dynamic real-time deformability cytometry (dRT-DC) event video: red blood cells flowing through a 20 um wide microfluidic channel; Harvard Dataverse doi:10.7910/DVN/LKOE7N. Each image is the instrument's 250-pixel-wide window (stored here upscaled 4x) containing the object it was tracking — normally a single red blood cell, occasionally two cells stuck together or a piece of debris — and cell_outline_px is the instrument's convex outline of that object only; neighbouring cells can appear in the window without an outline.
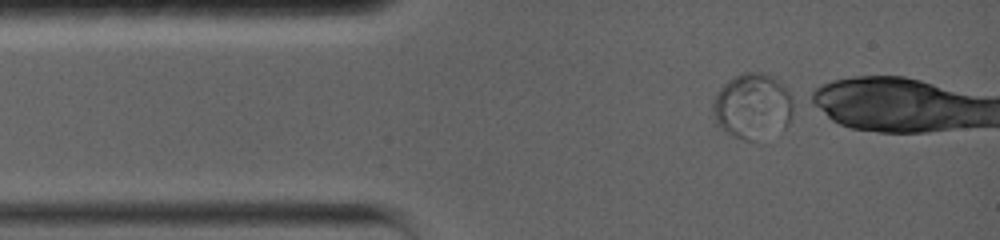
{"species": "common noctule bat (a hibernating species)", "species_latin": "Nyctalus noctula", "temperature_condition": "warm", "stored_images_in_passage": 54, "camera_frame_rate_fps": 5000, "um_per_image_px": 0.085, "animal": {"sex": "female", "body_mass_g": 19.0, "forearm_length_mm": 56.7}, "frame": {"image": 1, "passage_image": 1, "time_ms": 0.0, "image_size_px": [1000, 240], "cell_outline_px": [[796, 100], [788, 124], [784, 128], [752, 140], [744, 140], [732, 136], [716, 124], [712, 112], [712, 104], [720, 88], [732, 76], [744, 72], [768, 72], [780, 80]], "centroid_in_image_um": [63.99, 8.97], "position_along_channel_um": 21.0, "area_um2": 31.04}}
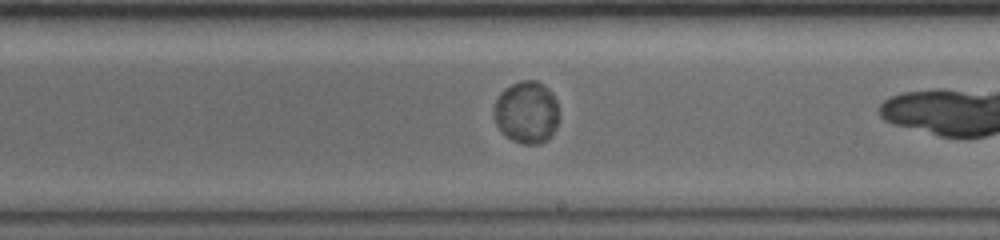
{"frame": {"image": 2, "passage_image": 31, "time_ms": 6.0, "image_size_px": [1000, 240], "cell_outline_px": [[556, 124], [548, 140], [540, 144], [524, 144], [512, 140], [496, 124], [496, 100], [500, 92], [504, 88], [520, 80], [536, 80], [544, 84], [552, 92], [556, 100]], "centroid_in_image_um": [44.77, 9.51], "position_along_channel_um": 244.2, "area_um2": 23.12}}
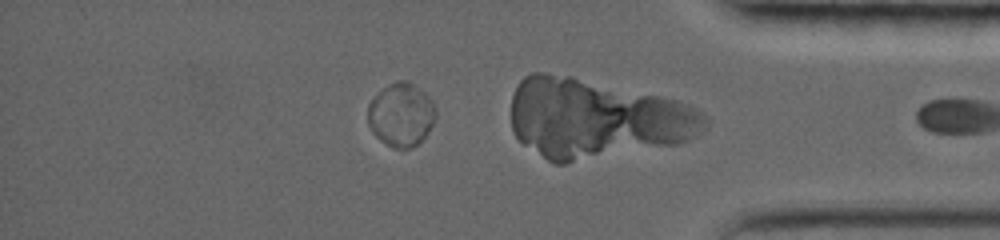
{"frame": {"image": 3, "passage_image": 53, "time_ms": 10.4, "image_size_px": [1000, 240], "cell_outline_px": [[432, 120], [424, 136], [416, 144], [408, 144], [368, 120], [368, 104], [384, 88], [396, 80], [404, 80], [412, 84], [432, 104]], "centroid_in_image_um": [34.14, 9.49], "position_along_channel_um": 401.1, "area_um2": 20.63}}